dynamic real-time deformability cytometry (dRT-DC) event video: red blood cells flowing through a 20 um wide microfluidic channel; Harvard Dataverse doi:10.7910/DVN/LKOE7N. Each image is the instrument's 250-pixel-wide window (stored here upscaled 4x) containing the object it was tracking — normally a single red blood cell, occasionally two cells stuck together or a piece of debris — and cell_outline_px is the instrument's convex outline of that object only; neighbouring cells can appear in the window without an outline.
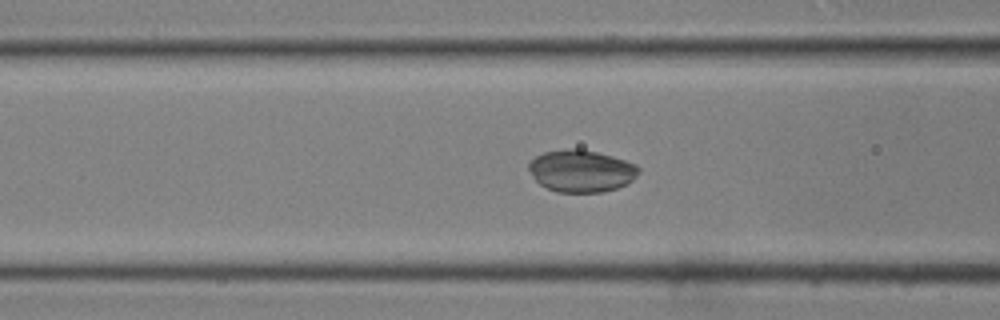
{"species": "common noctule bat (a hibernating species)", "species_latin": "Nyctalus noctula", "temperature_condition": "room temperature", "stored_images_in_passage": 42, "camera_frame_rate_fps": 3000, "um_per_image_px": 0.085, "animal": {"sex": "male", "body_mass_g": 19.0, "forearm_length_mm": 50.8}, "frame": {"image": 1, "passage_image": 17, "time_ms": 5.333, "image_size_px": [1000, 320], "cell_outline_px": [[640, 172], [628, 184], [604, 192], [556, 192], [540, 184], [532, 176], [528, 168], [528, 164], [536, 156], [544, 152], [568, 148], [580, 148], [612, 156], [636, 164], [640, 168]], "centroid_in_image_um": [49.42, 14.53], "position_along_channel_um": 117.2, "area_um2": 27.05}}
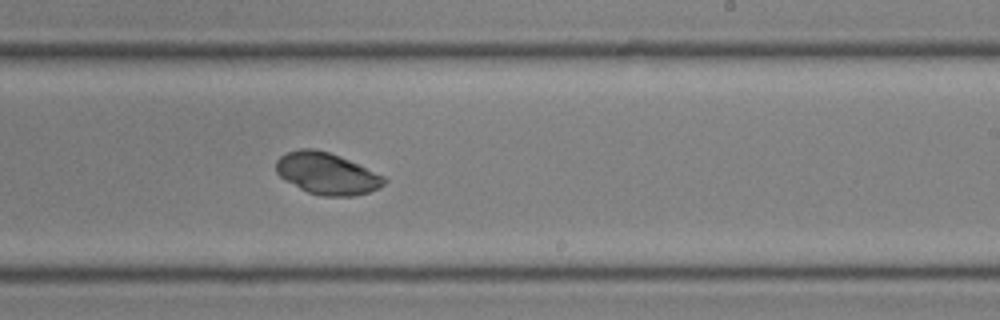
{"frame": {"image": 2, "passage_image": 26, "time_ms": 8.333, "image_size_px": [1000, 320], "cell_outline_px": [[388, 180], [380, 188], [356, 196], [320, 196], [308, 192], [284, 180], [276, 172], [276, 160], [280, 156], [288, 152], [300, 148], [312, 148], [328, 152], [340, 156], [384, 176]], "centroid_in_image_um": [27.78, 14.76], "position_along_channel_um": 261.2, "area_um2": 26.24}}
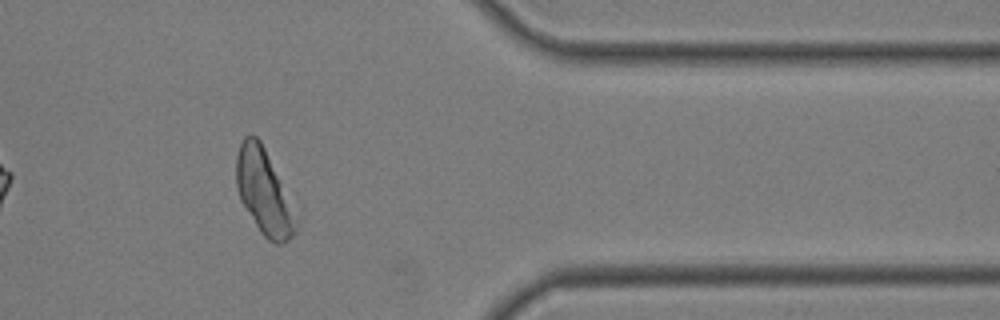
{"frame": {"image": 3, "passage_image": 35, "time_ms": 11.333, "image_size_px": [1000, 320], "cell_outline_px": [[300, 220], [296, 232], [288, 240], [280, 244], [276, 244], [268, 240], [260, 232], [240, 200], [236, 188], [236, 156], [240, 144], [244, 136], [256, 136], [260, 140]], "centroid_in_image_um": [22.44, 16.38], "position_along_channel_um": 389.0, "area_um2": 29.48}}